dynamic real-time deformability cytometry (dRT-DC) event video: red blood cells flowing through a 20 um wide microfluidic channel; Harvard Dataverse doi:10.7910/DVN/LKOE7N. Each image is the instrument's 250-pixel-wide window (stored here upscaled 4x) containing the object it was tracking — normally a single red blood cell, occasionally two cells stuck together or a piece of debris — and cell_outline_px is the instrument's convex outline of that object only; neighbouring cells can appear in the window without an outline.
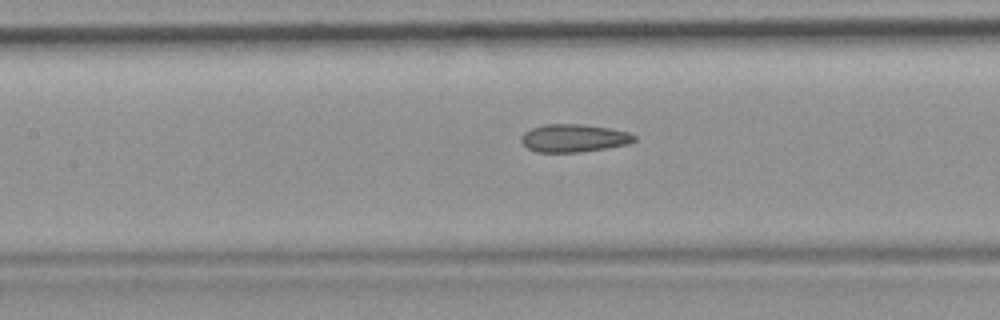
{"species": "common noctule bat (a hibernating species)", "species_latin": "Nyctalus noctula", "temperature_condition": "room temperature", "stored_images_in_passage": 52, "camera_frame_rate_fps": 3000, "um_per_image_px": 0.085, "animal": {"sex": "female", "body_mass_g": 19.9}, "frame": {"image": 1, "passage_image": 23, "time_ms": 7.333, "image_size_px": [1000, 320], "cell_outline_px": [[636, 140], [628, 144], [580, 152], [536, 152], [528, 148], [520, 140], [520, 136], [524, 132], [532, 128], [544, 124], [584, 124], [608, 128], [628, 132], [636, 136]], "centroid_in_image_um": [48.75, 11.73], "position_along_channel_um": 158.6, "area_um2": 18.32}, "authors_computed_cell_mechanics": {"area_um2": 18.5827, "velocity_mm_per_s": 3.8196, "shape_relaxation_time_tau1_ms": null, "shape_relaxation_time_tau2_ms": 3.6464, "deformation_change_tau1": null, "deformation_change_tau2": 0.11}}